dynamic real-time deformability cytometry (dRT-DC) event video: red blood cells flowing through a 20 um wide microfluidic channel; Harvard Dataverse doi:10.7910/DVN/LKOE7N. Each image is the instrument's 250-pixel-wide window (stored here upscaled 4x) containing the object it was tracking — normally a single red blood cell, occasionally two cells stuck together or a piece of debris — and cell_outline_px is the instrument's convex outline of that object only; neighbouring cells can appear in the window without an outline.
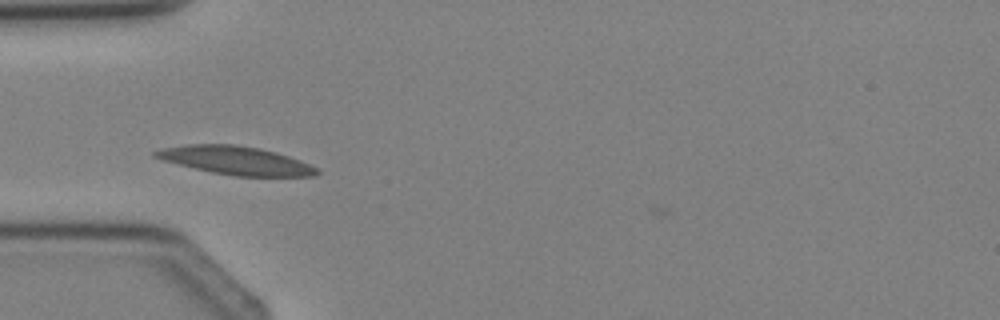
{"species": "Egyptian fruit bat (a non-hibernating species)", "species_latin": "Rousettus aegyptiacus", "temperature_condition": "cold", "stored_images_in_passage": 4, "camera_frame_rate_fps": 3000, "um_per_image_px": 0.085, "animal": {"sex": "female"}, "frame": {"image": 1, "passage_image": 3, "time_ms": 2.333, "image_size_px": [1000, 320], "cell_outline_px": [[320, 172], [312, 176], [236, 176], [212, 172], [164, 160], [152, 156], [152, 152], [164, 148], [188, 144], [232, 144], [260, 148], [276, 152], [300, 160], [320, 168]], "centroid_in_image_um": [20.09, 13.63], "position_along_channel_um": 64.9, "area_um2": 26.41}}
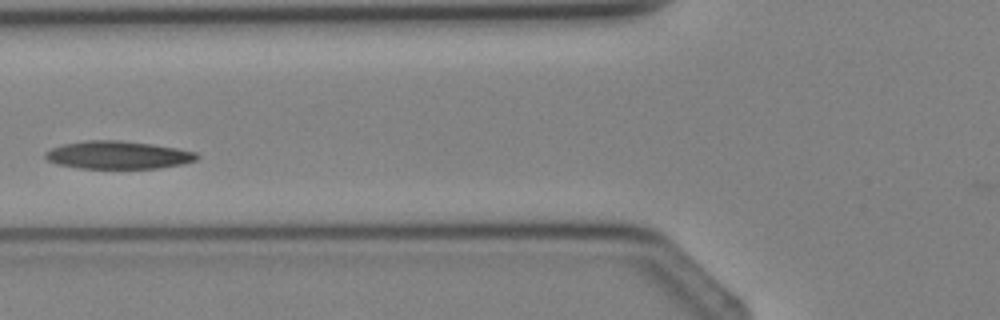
{"frame": {"image": 2, "passage_image": 4, "time_ms": 3.333, "image_size_px": [1000, 320], "cell_outline_px": [[200, 156], [196, 160], [184, 164], [160, 168], [80, 168], [56, 164], [48, 160], [44, 156], [44, 152], [52, 148], [64, 144], [84, 140], [120, 140], [152, 144], [176, 148], [196, 152]], "centroid_in_image_um": [10.04, 13.17], "position_along_channel_um": 115.8, "area_um2": 24.68}}